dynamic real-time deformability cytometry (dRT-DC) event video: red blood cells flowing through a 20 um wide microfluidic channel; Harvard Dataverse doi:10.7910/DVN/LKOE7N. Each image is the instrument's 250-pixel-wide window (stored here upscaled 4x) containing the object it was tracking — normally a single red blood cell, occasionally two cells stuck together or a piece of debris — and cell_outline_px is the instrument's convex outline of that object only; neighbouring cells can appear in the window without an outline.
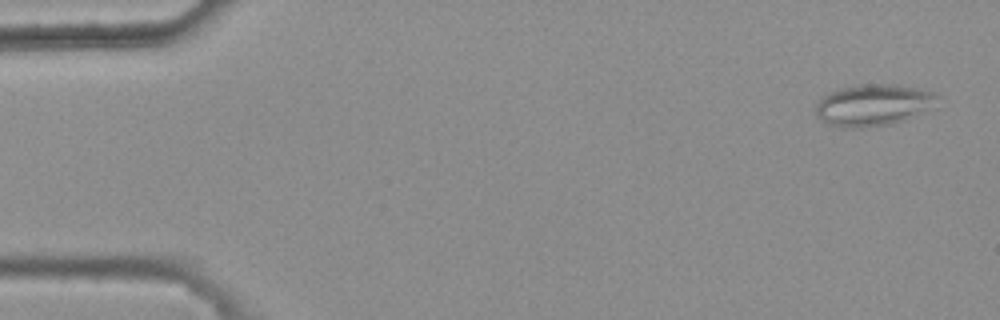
{"species": "common noctule bat (a hibernating species)", "species_latin": "Nyctalus noctula", "temperature_condition": "warm", "stored_images_in_passage": 7, "camera_frame_rate_fps": 3000, "um_per_image_px": 0.085, "animal": {"sex": "female", "body_mass_g": 25.1}, "frame": {"image": 1, "passage_image": 1, "time_ms": 0.0, "image_size_px": [1000, 320], "cell_outline_px": [[940, 96], [936, 108], [904, 120], [892, 124], [860, 128], [844, 128], [828, 124], [816, 116], [816, 104], [828, 92], [840, 88], [856, 84], [892, 84], [916, 88], [936, 92]], "centroid_in_image_um": [74.29, 8.93], "position_along_channel_um": 10.7, "area_um2": 30.06}}
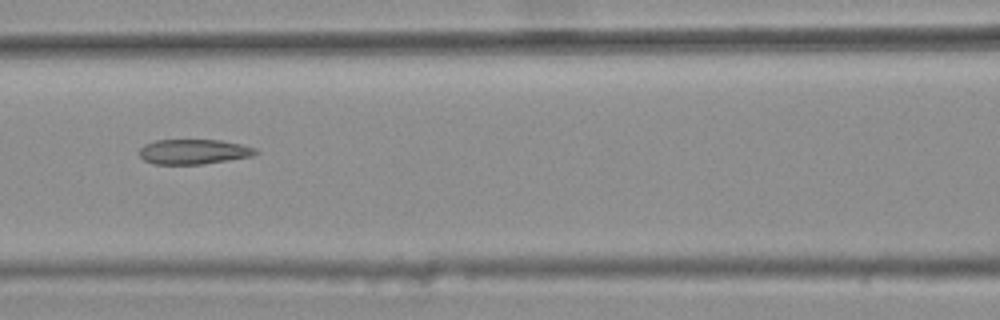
{"frame": {"image": 2, "passage_image": 6, "time_ms": 1.667, "image_size_px": [1000, 320], "cell_outline_px": [[260, 152], [252, 156], [228, 160], [200, 164], [152, 164], [144, 160], [140, 156], [140, 148], [144, 144], [156, 140], [220, 140], [240, 144], [256, 148]], "centroid_in_image_um": [16.46, 12.89], "position_along_channel_um": 150.1, "area_um2": 16.88}}
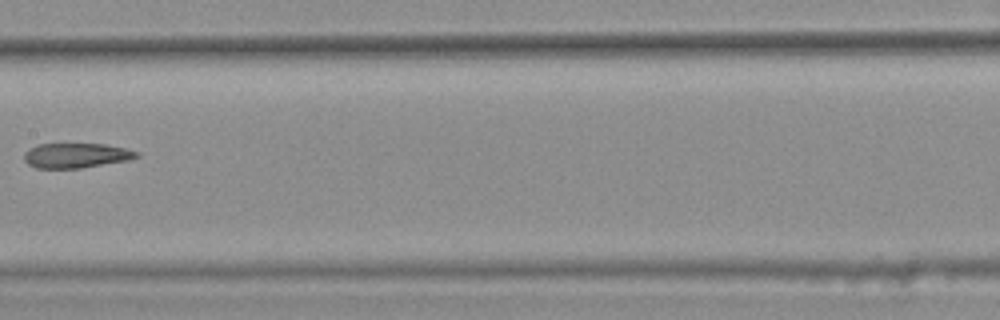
{"frame": {"image": 3, "passage_image": 7, "time_ms": 2.0, "image_size_px": [1000, 320], "cell_outline_px": [[140, 156], [128, 160], [80, 168], [36, 168], [28, 164], [24, 160], [24, 152], [28, 148], [36, 144], [104, 144], [124, 148], [140, 152]], "centroid_in_image_um": [6.44, 13.21], "position_along_channel_um": 201.0, "area_um2": 16.3}}